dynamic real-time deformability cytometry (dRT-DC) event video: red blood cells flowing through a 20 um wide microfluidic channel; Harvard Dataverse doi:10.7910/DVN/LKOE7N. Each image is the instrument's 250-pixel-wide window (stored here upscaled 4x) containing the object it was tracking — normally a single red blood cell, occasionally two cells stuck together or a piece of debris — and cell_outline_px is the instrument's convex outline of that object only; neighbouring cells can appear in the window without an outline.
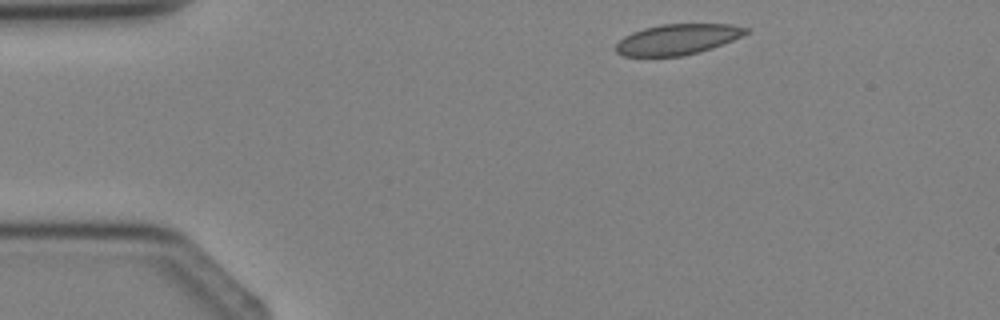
{"species": "Egyptian fruit bat (a non-hibernating species)", "species_latin": "Rousettus aegyptiacus", "temperature_condition": "cold", "stored_images_in_passage": 2, "camera_frame_rate_fps": 3000, "um_per_image_px": 0.085, "animal": {"sex": "female"}, "frame": {"image": 1, "passage_image": 1, "time_ms": 0.0, "image_size_px": [1000, 320], "cell_outline_px": [[748, 32], [732, 40], [712, 48], [700, 52], [684, 56], [624, 56], [616, 52], [616, 44], [624, 36], [632, 32], [644, 28], [660, 24], [732, 24], [748, 28]], "centroid_in_image_um": [57.57, 3.34], "position_along_channel_um": 27.4, "area_um2": 23.12}}